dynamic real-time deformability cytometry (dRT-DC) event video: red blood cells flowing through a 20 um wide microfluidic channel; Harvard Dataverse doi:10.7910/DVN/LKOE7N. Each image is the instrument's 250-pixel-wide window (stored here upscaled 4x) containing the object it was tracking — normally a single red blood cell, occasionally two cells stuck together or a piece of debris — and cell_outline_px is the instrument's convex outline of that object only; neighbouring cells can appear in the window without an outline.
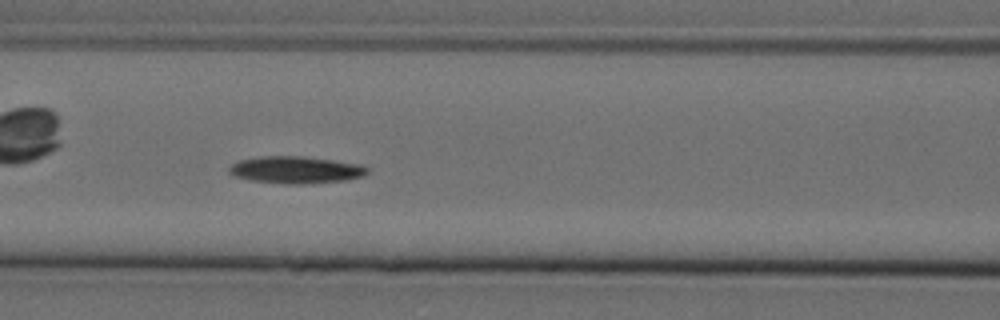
{"species": "Egyptian fruit bat (a non-hibernating species)", "species_latin": "Rousettus aegyptiacus", "temperature_condition": "cold", "stored_images_in_passage": 57, "camera_frame_rate_fps": 3000, "um_per_image_px": 0.085, "animal": {"sex": "female"}, "frame": {"image": 1, "passage_image": 25, "time_ms": 8.0, "image_size_px": [1000, 320], "cell_outline_px": [[368, 172], [364, 176], [344, 180], [304, 184], [288, 184], [248, 180], [236, 176], [228, 172], [228, 168], [232, 164], [240, 160], [260, 156], [300, 156], [332, 160], [360, 164], [368, 168]], "centroid_in_image_um": [25.13, 14.44], "position_along_channel_um": 141.5, "area_um2": 21.73}, "authors_computed_cell_mechanics": {"area_um2": 20.5768, "velocity_mm_per_s": 3.5727, "shape_relaxation_time_tau1_ms": 7.0153, "shape_relaxation_time_tau2_ms": null, "deformation_change_tau1": 0.1938, "deformation_change_tau2": null}}